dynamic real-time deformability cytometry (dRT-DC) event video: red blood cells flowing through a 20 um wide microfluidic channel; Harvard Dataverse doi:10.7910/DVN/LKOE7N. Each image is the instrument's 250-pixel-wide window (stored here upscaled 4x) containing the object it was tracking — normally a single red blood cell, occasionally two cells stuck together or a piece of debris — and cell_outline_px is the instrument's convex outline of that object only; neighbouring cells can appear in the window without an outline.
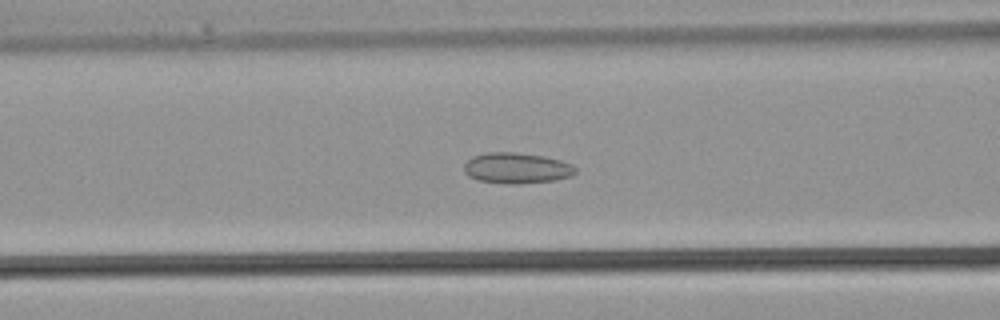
{"species": "common noctule bat (a hibernating species)", "species_latin": "Nyctalus noctula", "temperature_condition": "warm", "stored_images_in_passage": 35, "camera_frame_rate_fps": 3000, "um_per_image_px": 0.085, "animal": {"sex": "male", "body_mass_g": 21.5, "forearm_length_mm": 52.0}, "frame": {"image": 1, "passage_image": 13, "time_ms": 4.0, "image_size_px": [1000, 320], "cell_outline_px": [[576, 172], [572, 176], [552, 180], [516, 184], [508, 184], [476, 180], [468, 176], [464, 172], [464, 164], [472, 156], [488, 152], [516, 152], [544, 156], [560, 160], [572, 164], [576, 168]], "centroid_in_image_um": [43.89, 14.28], "position_along_channel_um": 122.7, "area_um2": 20.06}}
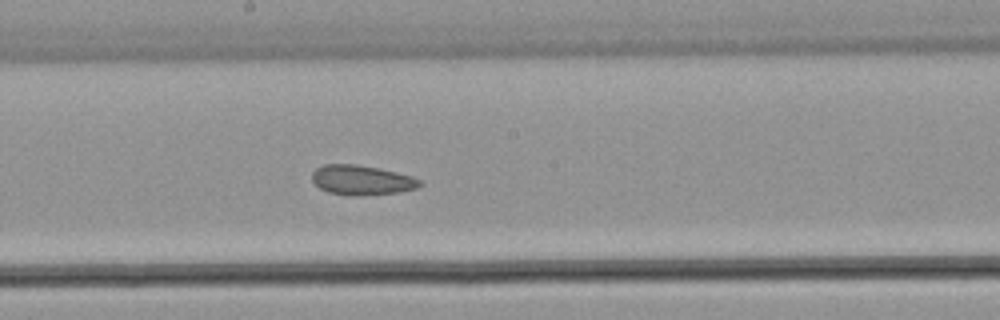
{"frame": {"image": 2, "passage_image": 18, "time_ms": 5.667, "image_size_px": [1000, 320], "cell_outline_px": [[424, 184], [416, 188], [400, 192], [364, 196], [352, 196], [328, 192], [320, 188], [312, 180], [312, 172], [316, 168], [324, 164], [356, 164], [396, 172], [412, 176], [420, 180]], "centroid_in_image_um": [30.75, 15.32], "position_along_channel_um": 217.5, "area_um2": 18.79}}
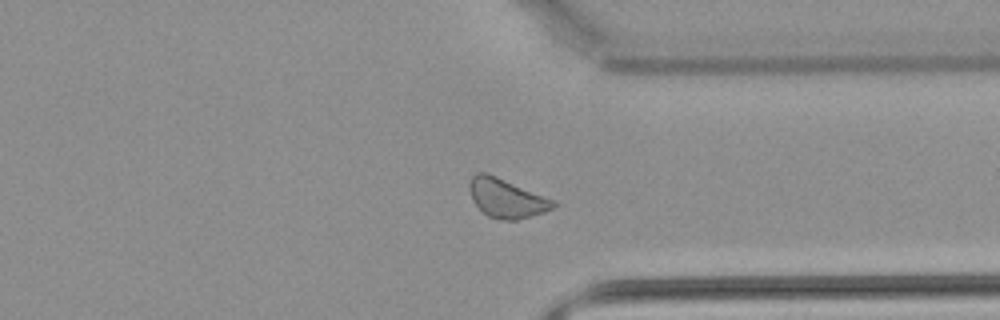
{"frame": {"image": 3, "passage_image": 26, "time_ms": 8.333, "image_size_px": [1000, 320], "cell_outline_px": [[556, 204], [552, 208], [544, 212], [532, 216], [516, 220], [500, 220], [488, 216], [472, 200], [468, 188], [468, 184], [472, 176], [476, 172], [488, 172], [556, 200]], "centroid_in_image_um": [43.04, 16.82], "position_along_channel_um": 368.4, "area_um2": 19.31}}